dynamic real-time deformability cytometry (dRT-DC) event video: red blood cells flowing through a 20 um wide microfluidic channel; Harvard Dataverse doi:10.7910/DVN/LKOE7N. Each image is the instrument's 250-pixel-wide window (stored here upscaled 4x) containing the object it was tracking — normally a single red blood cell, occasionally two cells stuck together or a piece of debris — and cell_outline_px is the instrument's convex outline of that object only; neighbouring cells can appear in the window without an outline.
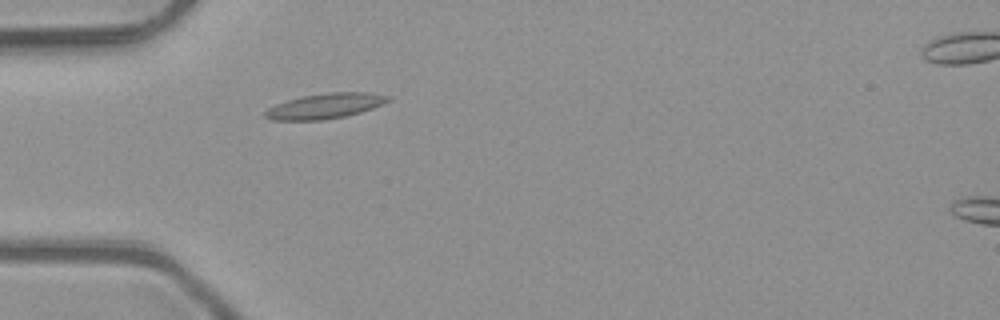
{"species": "common noctule bat (a hibernating species)", "species_latin": "Nyctalus noctula", "temperature_condition": "room temperature", "stored_images_in_passage": 4, "camera_frame_rate_fps": 3000, "um_per_image_px": 0.085, "animal": {"sex": "male", "body_mass_g": 23.1, "forearm_length_mm": 52.7}, "frame": {"image": 1, "passage_image": 3, "time_ms": 0.667, "image_size_px": [1000, 320], "cell_outline_px": [[392, 100], [372, 108], [348, 116], [324, 120], [272, 120], [264, 116], [264, 112], [268, 108], [276, 104], [288, 100], [304, 96], [328, 92], [364, 92], [392, 96]], "centroid_in_image_um": [27.66, 9.01], "position_along_channel_um": 57.3, "area_um2": 18.09}}